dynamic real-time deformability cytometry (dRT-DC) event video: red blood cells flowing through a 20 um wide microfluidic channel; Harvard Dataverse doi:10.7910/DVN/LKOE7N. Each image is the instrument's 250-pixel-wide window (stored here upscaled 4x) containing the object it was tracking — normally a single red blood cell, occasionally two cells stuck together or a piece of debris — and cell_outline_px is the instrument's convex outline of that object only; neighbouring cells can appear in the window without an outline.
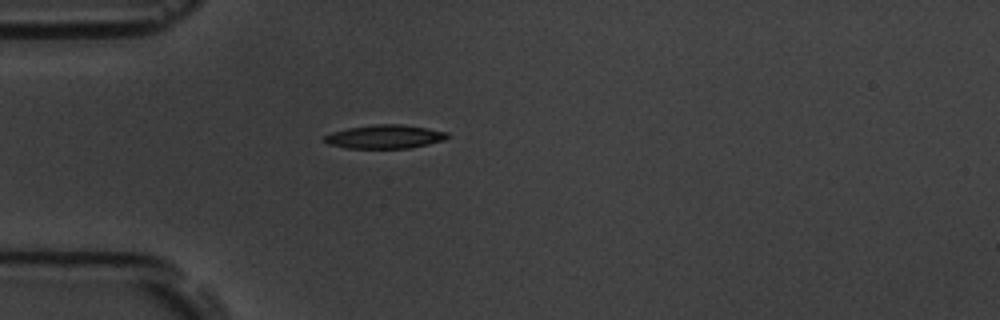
{"species": "common noctule bat (a hibernating species)", "species_latin": "Nyctalus noctula", "temperature_condition": "room temperature", "stored_images_in_passage": 3, "camera_frame_rate_fps": 3000, "um_per_image_px": 0.085, "animal": {"sex": "male", "body_mass_g": 19.5, "forearm_length_mm": 54.6}, "frame": {"image": 1, "passage_image": 1, "time_ms": 0.0, "image_size_px": [1000, 320], "cell_outline_px": [[448, 136], [444, 140], [428, 144], [408, 148], [348, 148], [328, 144], [324, 140], [324, 136], [332, 132], [348, 128], [372, 124], [404, 124], [428, 128], [448, 132]], "centroid_in_image_um": [32.72, 11.61], "position_along_channel_um": 52.3, "area_um2": 16.94}}
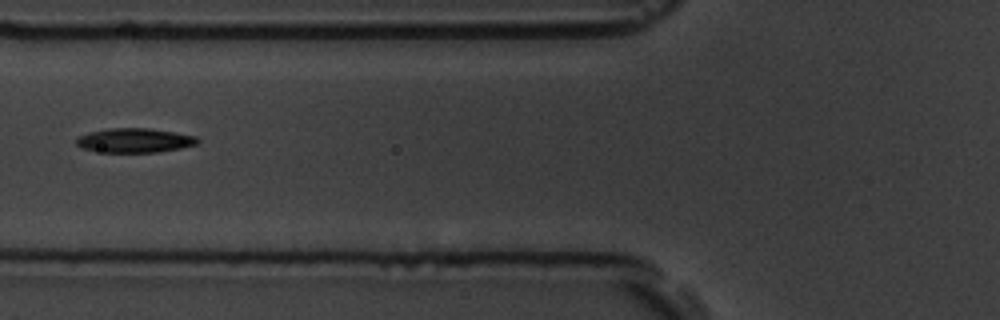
{"frame": {"image": 2, "passage_image": 3, "time_ms": 2.0, "image_size_px": [1000, 320], "cell_outline_px": [[200, 140], [196, 144], [180, 148], [156, 152], [104, 152], [80, 148], [76, 144], [76, 140], [80, 136], [88, 132], [108, 128], [152, 128], [196, 136]], "centroid_in_image_um": [11.43, 11.92], "position_along_channel_um": 114.4, "area_um2": 17.17}}